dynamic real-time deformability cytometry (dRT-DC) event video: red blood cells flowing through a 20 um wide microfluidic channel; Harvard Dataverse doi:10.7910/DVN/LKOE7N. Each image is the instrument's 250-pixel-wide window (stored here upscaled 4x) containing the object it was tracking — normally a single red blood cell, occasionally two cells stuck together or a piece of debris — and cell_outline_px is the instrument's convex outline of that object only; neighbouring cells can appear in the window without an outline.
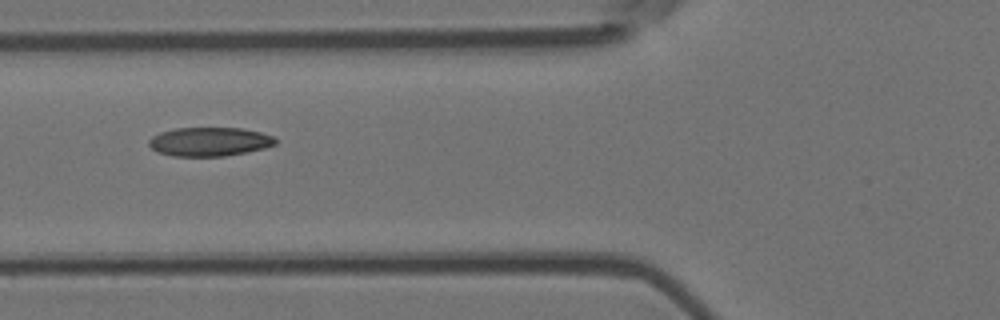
{"species": "Egyptian fruit bat (a non-hibernating species)", "species_latin": "Rousettus aegyptiacus", "temperature_condition": "room temperature", "stored_images_in_passage": 4, "camera_frame_rate_fps": 3000, "um_per_image_px": 0.085, "animal": {"sex": "female"}, "frame": {"image": 1, "passage_image": 4, "time_ms": 1.0, "image_size_px": [1000, 320], "cell_outline_px": [[276, 144], [264, 148], [224, 156], [172, 156], [156, 152], [148, 144], [148, 140], [152, 136], [160, 132], [176, 128], [240, 128], [260, 132], [272, 136], [276, 140]], "centroid_in_image_um": [17.76, 12.04], "position_along_channel_um": 108.0, "area_um2": 21.21}}